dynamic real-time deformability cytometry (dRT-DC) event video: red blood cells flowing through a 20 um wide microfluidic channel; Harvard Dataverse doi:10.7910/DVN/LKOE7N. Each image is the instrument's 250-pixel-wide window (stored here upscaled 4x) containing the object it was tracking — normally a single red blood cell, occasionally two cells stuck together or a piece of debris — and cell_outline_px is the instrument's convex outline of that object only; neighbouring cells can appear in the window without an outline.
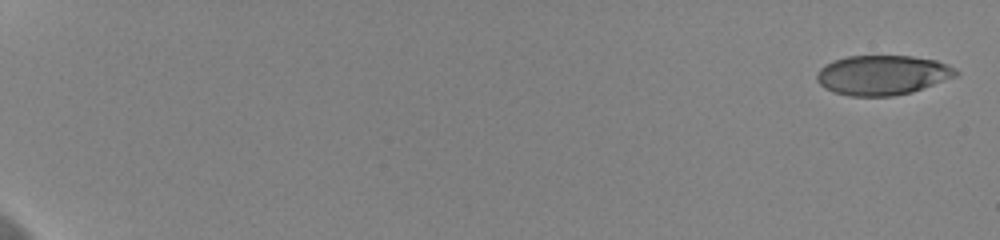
{"species": "human", "species_latin": "Homo sapiens", "temperature_condition": "cold", "stored_images_in_passage": 35, "camera_frame_rate_fps": 3000, "um_per_image_px": 0.085, "donor": {"sex": "female"}, "frame": {"image": 1, "passage_image": 1, "time_ms": 0.0, "image_size_px": [1000, 240], "cell_outline_px": [[960, 72], [956, 76], [912, 92], [892, 96], [852, 96], [832, 92], [824, 88], [816, 80], [816, 76], [820, 68], [824, 64], [848, 56], [912, 56], [936, 60], [948, 64], [956, 68]], "centroid_in_image_um": [75.01, 6.38], "position_along_channel_um": 10.0, "area_um2": 32.25}}
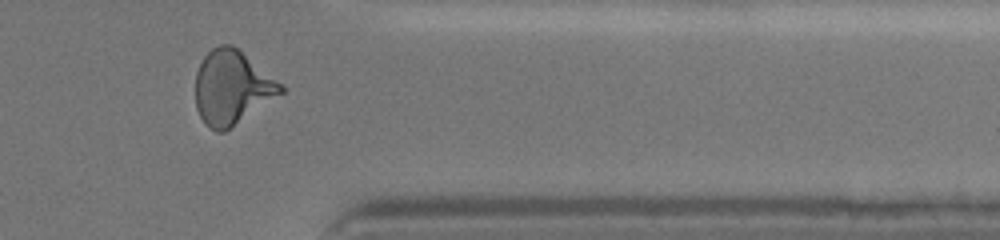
{"frame": {"image": 2, "passage_image": 30, "time_ms": 9.667, "image_size_px": [1000, 240], "cell_outline_px": [[288, 88], [284, 92], [224, 132], [216, 132], [208, 128], [204, 124], [196, 108], [196, 72], [204, 56], [212, 48], [220, 44], [232, 44], [284, 84]], "centroid_in_image_um": [19.73, 7.44], "position_along_channel_um": 391.7, "area_um2": 36.93}}
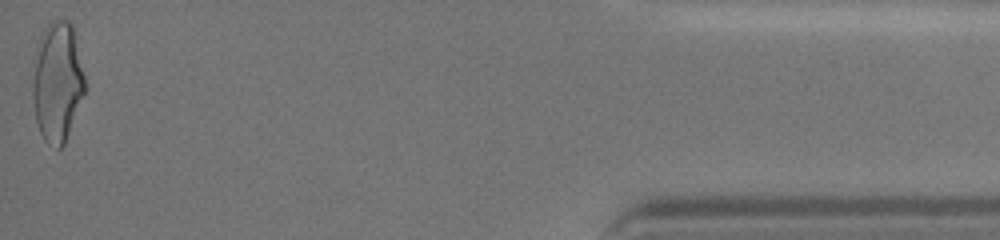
{"frame": {"image": 3, "passage_image": 35, "time_ms": 11.333, "image_size_px": [1000, 240], "cell_outline_px": [[84, 92], [64, 144], [60, 148], [56, 148], [48, 144], [44, 140], [40, 132], [36, 120], [32, 96], [32, 56], [40, 36], [44, 28], [52, 20], [68, 20], [72, 24], [84, 76]], "centroid_in_image_um": [4.82, 6.93], "position_along_channel_um": 430.4, "area_um2": 36.53}}